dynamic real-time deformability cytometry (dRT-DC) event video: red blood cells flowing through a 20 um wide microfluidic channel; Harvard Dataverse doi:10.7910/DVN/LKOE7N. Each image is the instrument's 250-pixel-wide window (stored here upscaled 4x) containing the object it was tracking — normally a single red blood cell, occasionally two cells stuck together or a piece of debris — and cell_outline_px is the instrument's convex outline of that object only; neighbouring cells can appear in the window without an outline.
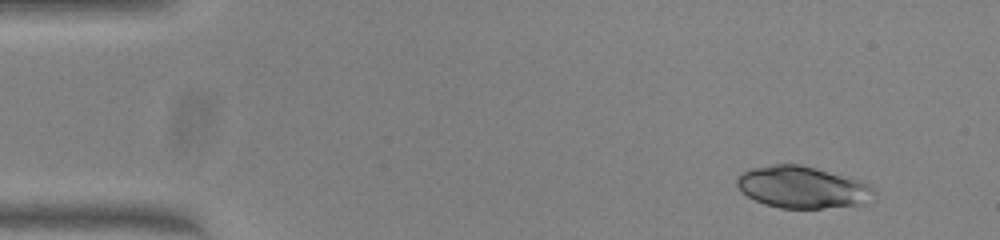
{"species": "common noctule bat (a hibernating species)", "species_latin": "Nyctalus noctula", "temperature_condition": "warm", "stored_images_in_passage": 48, "camera_frame_rate_fps": 3000, "um_per_image_px": 0.085, "animal": {"sex": "female", "body_mass_g": 23.0, "forearm_length_mm": 53.4}, "frame": {"image": 1, "passage_image": 1, "time_ms": 0.0, "image_size_px": [1000, 240], "cell_outline_px": [[876, 192], [860, 204], [820, 208], [780, 208], [764, 204], [748, 196], [736, 184], [736, 180], [744, 172], [752, 168], [772, 164], [800, 164], [816, 168], [860, 180], [868, 184]], "centroid_in_image_um": [68.18, 15.9], "position_along_channel_um": 16.8, "area_um2": 32.89}}